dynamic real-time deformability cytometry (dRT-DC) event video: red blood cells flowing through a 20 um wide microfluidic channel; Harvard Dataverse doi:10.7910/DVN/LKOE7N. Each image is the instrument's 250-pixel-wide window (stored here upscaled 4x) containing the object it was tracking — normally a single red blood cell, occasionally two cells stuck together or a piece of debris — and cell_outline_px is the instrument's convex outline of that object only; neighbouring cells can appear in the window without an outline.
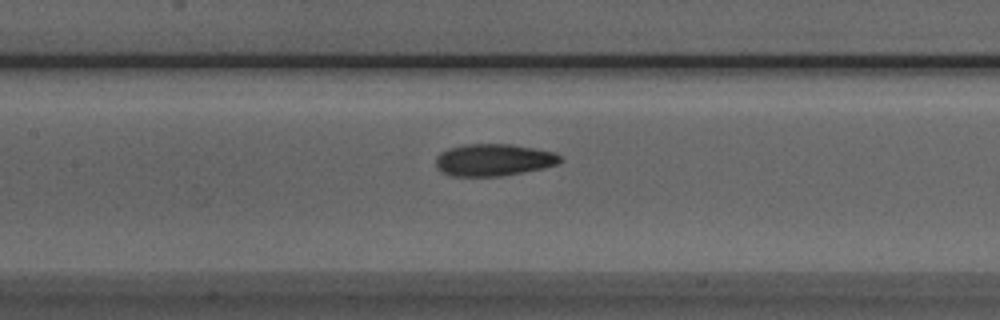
{"species": "Egyptian fruit bat (a non-hibernating species)", "species_latin": "Rousettus aegyptiacus", "temperature_condition": "room temperature", "stored_images_in_passage": 34, "camera_frame_rate_fps": 3000, "um_per_image_px": 0.085, "animal": {"sex": "male"}, "frame": {"image": 1, "passage_image": 16, "time_ms": 5.0, "image_size_px": [1000, 320], "cell_outline_px": [[564, 160], [556, 164], [544, 168], [500, 176], [452, 176], [436, 168], [436, 156], [440, 152], [448, 148], [464, 144], [512, 144], [556, 152]], "centroid_in_image_um": [41.96, 13.58], "position_along_channel_um": 165.4, "area_um2": 23.35}}
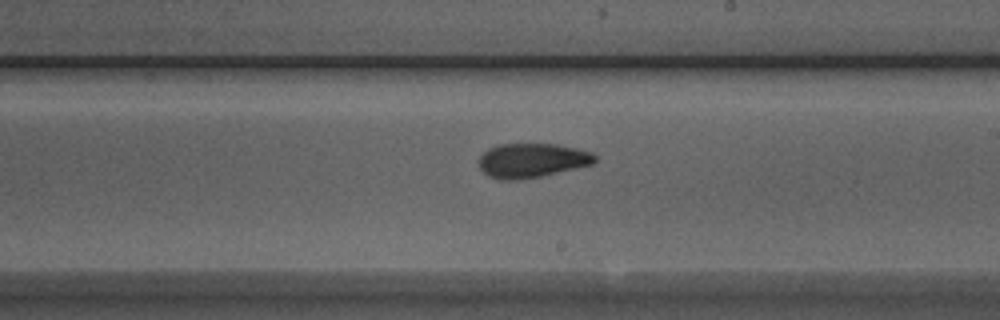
{"frame": {"image": 2, "passage_image": 22, "time_ms": 7.0, "image_size_px": [1000, 320], "cell_outline_px": [[596, 160], [592, 164], [576, 168], [540, 176], [516, 180], [500, 180], [488, 176], [480, 168], [476, 160], [488, 148], [496, 144], [556, 144], [576, 148], [592, 152], [596, 156]], "centroid_in_image_um": [45.17, 13.63], "position_along_channel_um": 243.8, "area_um2": 23.29}}
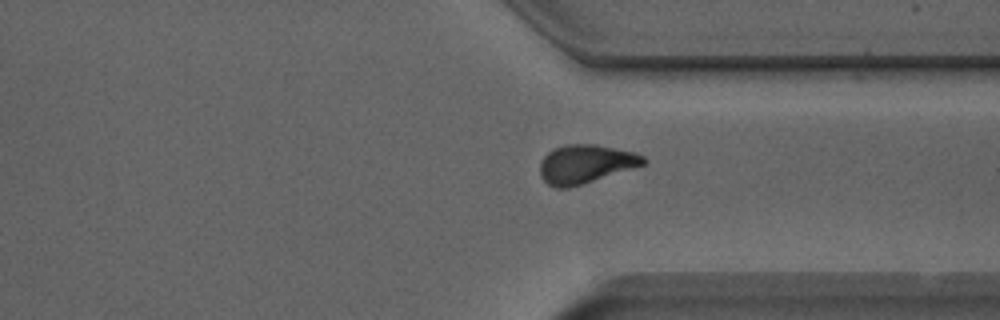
{"frame": {"image": 3, "passage_image": 31, "time_ms": 10.0, "image_size_px": [1000, 320], "cell_outline_px": [[648, 160], [644, 164], [568, 188], [556, 188], [548, 184], [540, 176], [540, 160], [552, 148], [564, 144], [596, 144], [636, 152], [644, 156]], "centroid_in_image_um": [49.74, 13.91], "position_along_channel_um": 361.7, "area_um2": 23.24}}